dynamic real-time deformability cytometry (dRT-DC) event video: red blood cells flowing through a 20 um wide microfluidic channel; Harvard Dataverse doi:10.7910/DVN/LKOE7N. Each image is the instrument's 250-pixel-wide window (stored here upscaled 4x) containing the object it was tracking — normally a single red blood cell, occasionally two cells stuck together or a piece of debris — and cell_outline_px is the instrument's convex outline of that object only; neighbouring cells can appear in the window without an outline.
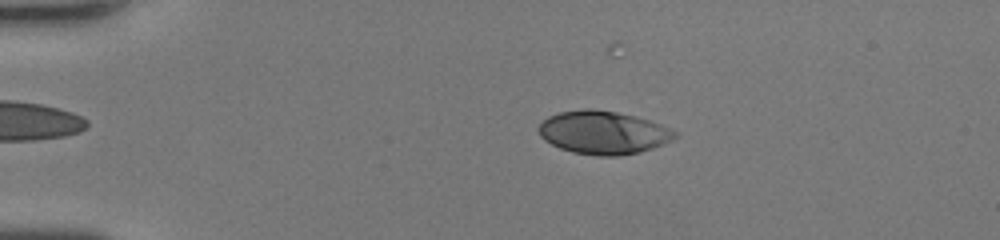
{"species": "human", "species_latin": "Homo sapiens", "temperature_condition": "room temperature", "stored_images_in_passage": 44, "camera_frame_rate_fps": 3000, "um_per_image_px": 0.085, "donor": {"sex": "female"}, "frame": {"image": 1, "passage_image": 7, "time_ms": 2.0, "image_size_px": [1000, 240], "cell_outline_px": [[680, 132], [672, 140], [652, 148], [640, 152], [620, 156], [600, 156], [572, 152], [560, 148], [544, 140], [540, 136], [536, 128], [548, 116], [560, 112], [584, 108], [592, 108], [616, 112], [636, 116], [660, 124]], "centroid_in_image_um": [51.27, 11.26], "position_along_channel_um": 33.7, "area_um2": 34.45}}
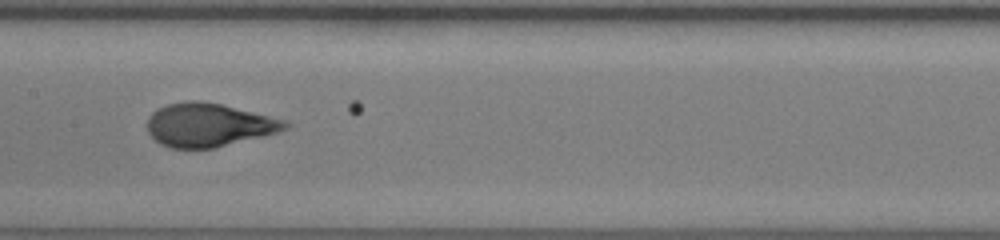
{"frame": {"image": 2, "passage_image": 22, "time_ms": 7.0, "image_size_px": [1000, 240], "cell_outline_px": [[292, 124], [288, 128], [264, 136], [212, 148], [172, 148], [160, 144], [148, 132], [148, 116], [156, 108], [168, 104], [188, 100], [196, 100], [220, 104], [288, 120]], "centroid_in_image_um": [17.75, 10.61], "position_along_channel_um": 189.7, "area_um2": 34.85}}
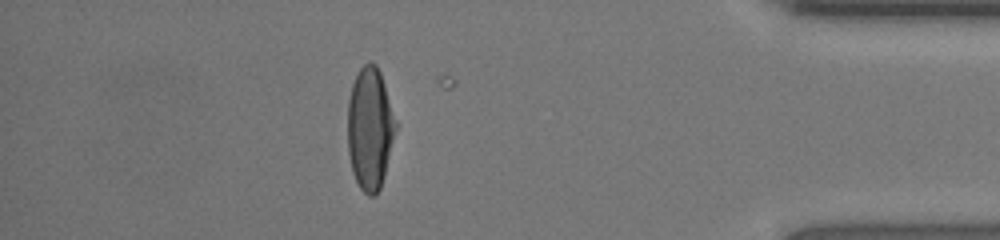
{"frame": {"image": 3, "passage_image": 39, "time_ms": 12.667, "image_size_px": [1000, 240], "cell_outline_px": [[396, 128], [384, 176], [380, 188], [376, 196], [368, 196], [360, 188], [352, 172], [348, 152], [348, 100], [352, 84], [360, 68], [368, 60], [372, 60], [376, 64], [380, 72], [396, 120]], "centroid_in_image_um": [31.43, 10.92], "position_along_channel_um": 403.8, "area_um2": 34.16}, "authors_computed_cell_mechanics": {"area_um2": 34.8534, "velocity_mm_per_s": 4.417, "shape_relaxation_time_tau1_ms": 7.1204, "shape_relaxation_time_tau2_ms": null, "deformation_change_tau1": 0.3065, "deformation_change_tau2": null}}